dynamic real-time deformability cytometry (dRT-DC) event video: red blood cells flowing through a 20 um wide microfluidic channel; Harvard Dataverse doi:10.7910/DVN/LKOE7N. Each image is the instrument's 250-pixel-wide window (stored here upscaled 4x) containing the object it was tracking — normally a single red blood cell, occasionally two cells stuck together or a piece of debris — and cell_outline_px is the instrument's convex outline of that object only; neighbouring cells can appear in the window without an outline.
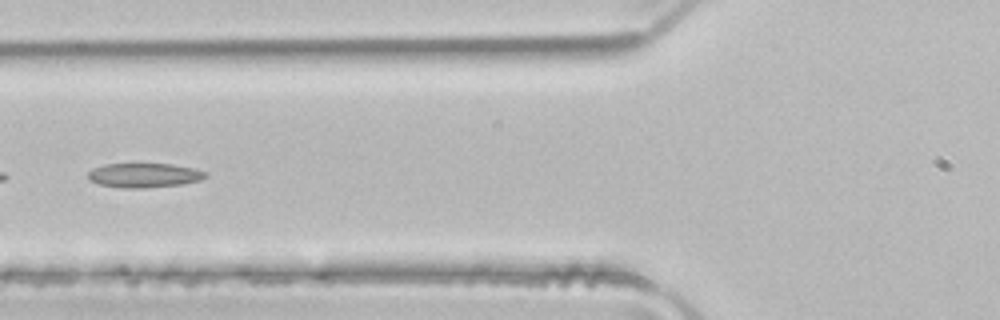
{"species": "common noctule bat (a hibernating species)", "species_latin": "Nyctalus noctula", "temperature_condition": "room temperature", "stored_images_in_passage": 4, "camera_frame_rate_fps": 3000, "um_per_image_px": 0.085, "animal": {"sex": "male", "body_mass_g": 21.5, "forearm_length_mm": 52.0}, "frame": {"image": 1, "passage_image": 4, "time_ms": 1.0, "image_size_px": [1000, 320], "cell_outline_px": [[208, 176], [200, 180], [180, 184], [140, 188], [124, 188], [100, 184], [88, 180], [88, 172], [104, 164], [172, 164], [196, 168], [208, 172]], "centroid_in_image_um": [12.3, 14.89], "position_along_channel_um": 113.5, "area_um2": 16.59}}